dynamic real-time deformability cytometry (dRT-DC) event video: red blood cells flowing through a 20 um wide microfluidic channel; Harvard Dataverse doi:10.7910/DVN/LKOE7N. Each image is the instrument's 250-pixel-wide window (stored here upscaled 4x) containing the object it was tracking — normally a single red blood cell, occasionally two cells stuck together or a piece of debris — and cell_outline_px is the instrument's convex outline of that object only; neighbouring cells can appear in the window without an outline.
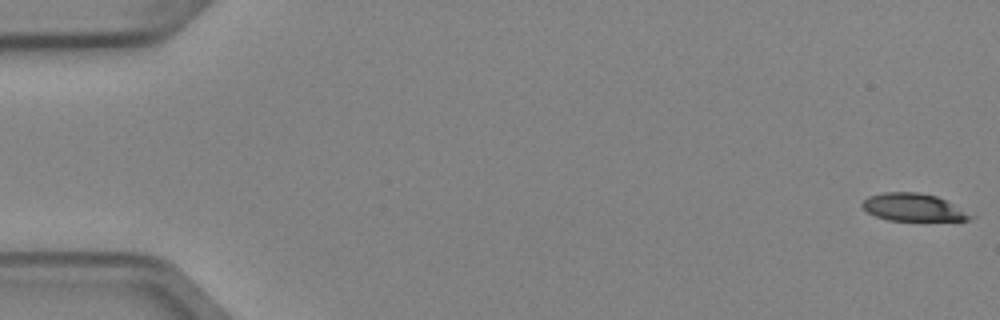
{"species": "Egyptian fruit bat (a non-hibernating species)", "species_latin": "Rousettus aegyptiacus", "temperature_condition": "cold", "stored_images_in_passage": 5, "camera_frame_rate_fps": 3000, "um_per_image_px": 0.085, "animal": {"sex": "female"}, "frame": {"image": 1, "passage_image": 1, "time_ms": 0.0, "image_size_px": [1000, 320], "cell_outline_px": [[976, 216], [968, 220], [888, 220], [876, 216], [868, 212], [860, 204], [868, 196], [884, 192], [920, 192], [936, 196]], "centroid_in_image_um": [77.6, 17.61], "position_along_channel_um": 7.4, "area_um2": 17.17}}